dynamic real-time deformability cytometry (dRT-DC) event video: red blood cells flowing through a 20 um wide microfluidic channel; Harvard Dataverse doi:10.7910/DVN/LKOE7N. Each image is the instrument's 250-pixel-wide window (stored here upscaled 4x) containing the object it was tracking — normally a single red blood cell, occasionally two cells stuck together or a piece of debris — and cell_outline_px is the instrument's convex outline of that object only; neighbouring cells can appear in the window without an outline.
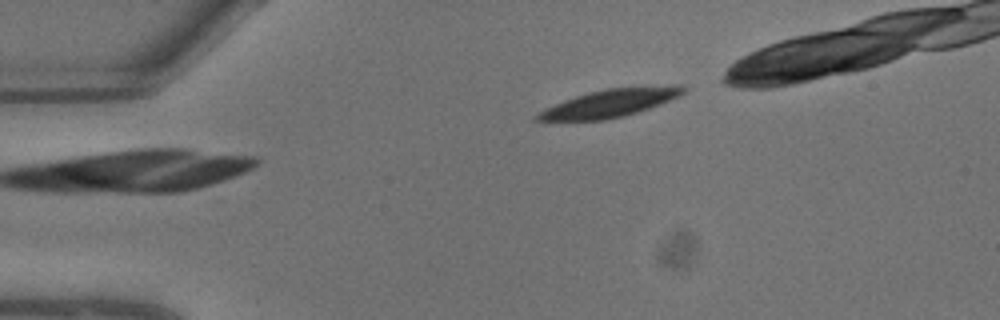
{"species": "common noctule bat (a hibernating species)", "species_latin": "Nyctalus noctula", "temperature_condition": "warm", "stored_images_in_passage": 4, "camera_frame_rate_fps": 3000, "um_per_image_px": 0.085, "animal": {"sex": "male", "body_mass_g": 13.3}, "frame": {"image": 1, "passage_image": 4, "time_ms": 1.0, "image_size_px": [1000, 320], "cell_outline_px": [[688, 88], [680, 96], [660, 104], [624, 116], [608, 120], [532, 120], [544, 108], [564, 100], [576, 96], [608, 88], [672, 84], [680, 84]], "centroid_in_image_um": [51.93, 8.74], "position_along_channel_um": 33.1, "area_um2": 23.64}}